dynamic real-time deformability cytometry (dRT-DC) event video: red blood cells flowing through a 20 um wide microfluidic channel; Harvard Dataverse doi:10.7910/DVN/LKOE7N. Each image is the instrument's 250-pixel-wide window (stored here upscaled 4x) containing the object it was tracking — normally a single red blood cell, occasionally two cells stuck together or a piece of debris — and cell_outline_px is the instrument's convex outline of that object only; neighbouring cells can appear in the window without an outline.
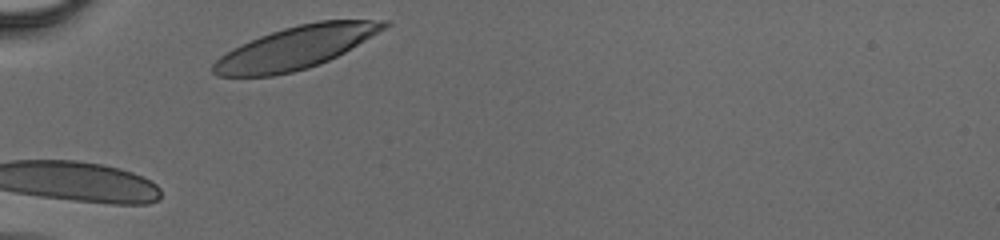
{"species": "human", "species_latin": "Homo sapiens", "temperature_condition": "cold", "stored_images_in_passage": 23, "camera_frame_rate_fps": 3000, "um_per_image_px": 0.085, "donor": {"sex": "male"}, "frame": {"image": 1, "passage_image": 1, "time_ms": 0.0, "image_size_px": [1000, 240], "cell_outline_px": [[392, 24], [344, 52], [320, 64], [308, 68], [292, 72], [272, 76], [216, 76], [212, 72], [212, 64], [220, 56], [232, 48], [260, 36], [284, 28], [300, 24], [320, 20], [388, 20]], "centroid_in_image_um": [25.11, 4.05], "position_along_channel_um": 59.9, "area_um2": 41.96}}
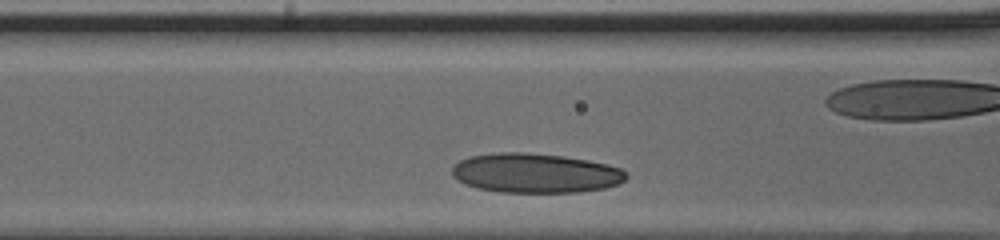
{"frame": {"image": 2, "passage_image": 4, "time_ms": 1.0, "image_size_px": [1000, 240], "cell_outline_px": [[628, 176], [624, 180], [616, 184], [604, 188], [576, 192], [500, 192], [476, 188], [464, 184], [456, 180], [452, 176], [452, 168], [460, 160], [468, 156], [500, 152], [524, 152], [564, 156], [588, 160], [608, 164], [620, 168], [628, 172]], "centroid_in_image_um": [45.48, 14.71], "position_along_channel_um": 121.1, "area_um2": 40.29}}